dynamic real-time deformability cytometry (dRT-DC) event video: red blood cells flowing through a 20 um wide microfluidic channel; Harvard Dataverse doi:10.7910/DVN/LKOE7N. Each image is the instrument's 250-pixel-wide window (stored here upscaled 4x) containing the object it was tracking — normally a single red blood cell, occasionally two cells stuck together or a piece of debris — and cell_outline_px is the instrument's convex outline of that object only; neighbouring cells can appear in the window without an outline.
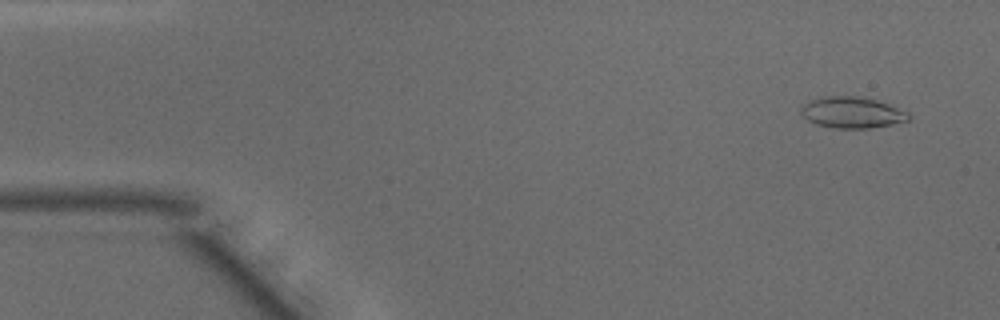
{"species": "common noctule bat (a hibernating species)", "species_latin": "Nyctalus noctula", "temperature_condition": "warm", "stored_images_in_passage": 49, "camera_frame_rate_fps": 3000, "um_per_image_px": 0.085, "animal": {"sex": "male", "body_mass_g": 15.6}, "frame": {"image": 1, "passage_image": 3, "time_ms": 0.667, "image_size_px": [1000, 320], "cell_outline_px": [[912, 116], [908, 120], [868, 128], [836, 128], [816, 124], [808, 120], [800, 112], [800, 108], [804, 104], [812, 100], [824, 96], [860, 96], [876, 100], [912, 112]], "centroid_in_image_um": [72.45, 9.55], "position_along_channel_um": 12.6, "area_um2": 19.48}}
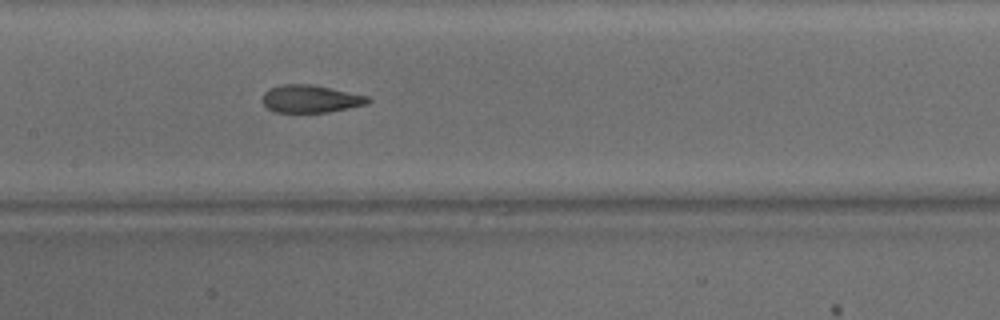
{"frame": {"image": 2, "passage_image": 23, "time_ms": 7.333, "image_size_px": [1000, 320], "cell_outline_px": [[372, 100], [368, 104], [328, 112], [276, 112], [268, 108], [264, 104], [264, 92], [268, 88], [280, 84], [312, 84], [332, 88], [368, 96]], "centroid_in_image_um": [26.42, 8.39], "position_along_channel_um": 181.0, "area_um2": 16.99}}
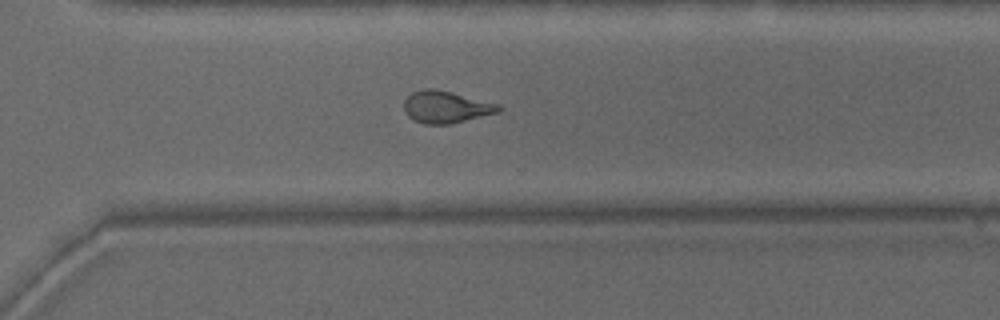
{"frame": {"image": 3, "passage_image": 34, "time_ms": 11.0, "image_size_px": [1000, 320], "cell_outline_px": [[504, 108], [500, 112], [452, 124], [424, 124], [412, 120], [404, 112], [404, 100], [412, 92], [424, 88], [432, 88], [452, 92], [500, 104]], "centroid_in_image_um": [37.92, 9.1], "position_along_channel_um": 332.7, "area_um2": 17.98}}